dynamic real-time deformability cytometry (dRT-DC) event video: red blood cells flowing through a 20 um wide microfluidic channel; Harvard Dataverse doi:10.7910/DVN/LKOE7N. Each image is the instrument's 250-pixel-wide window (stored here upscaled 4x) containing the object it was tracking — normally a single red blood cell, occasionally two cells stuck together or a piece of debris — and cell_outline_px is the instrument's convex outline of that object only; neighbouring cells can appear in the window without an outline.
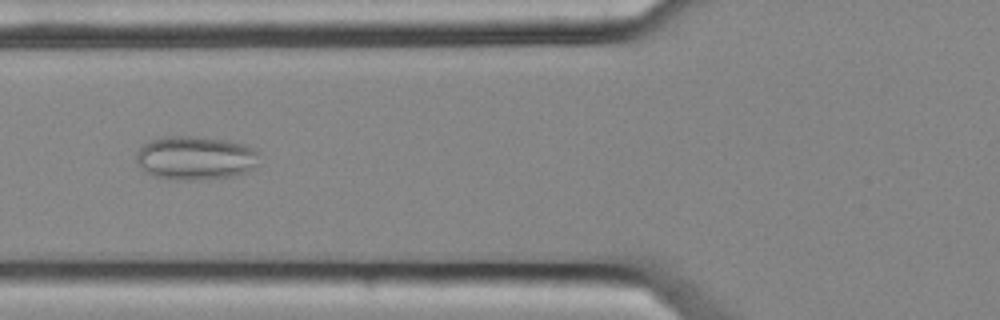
{"species": "common noctule bat (a hibernating species)", "species_latin": "Nyctalus noctula", "temperature_condition": "cold", "stored_images_in_passage": 9, "camera_frame_rate_fps": 3000, "um_per_image_px": 0.085, "animal": {"sex": "female", "body_mass_g": 25.1}, "frame": {"image": 1, "passage_image": 4, "time_ms": 1.0, "image_size_px": [1000, 320], "cell_outline_px": [[260, 152], [256, 164], [248, 172], [232, 176], [192, 180], [172, 180], [156, 176], [144, 172], [140, 168], [136, 160], [136, 156], [140, 148], [144, 144], [152, 140], [168, 136], [192, 136], [228, 140], [244, 144], [256, 148]], "centroid_in_image_um": [16.63, 13.43], "position_along_channel_um": 109.2, "area_um2": 31.5}}